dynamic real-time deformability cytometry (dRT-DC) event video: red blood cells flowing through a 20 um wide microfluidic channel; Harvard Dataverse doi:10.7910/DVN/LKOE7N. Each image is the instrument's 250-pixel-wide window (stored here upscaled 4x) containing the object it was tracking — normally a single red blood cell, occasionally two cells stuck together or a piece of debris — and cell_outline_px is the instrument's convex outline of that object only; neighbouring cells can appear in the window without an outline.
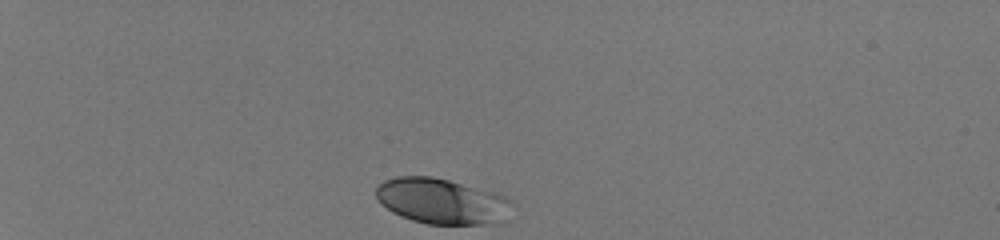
{"species": "human", "species_latin": "Homo sapiens", "temperature_condition": "room temperature", "stored_images_in_passage": 34, "camera_frame_rate_fps": 3000, "um_per_image_px": 0.085, "donor": {"sex": "male"}, "frame": {"image": 1, "passage_image": 1, "time_ms": 0.0, "image_size_px": [1000, 240], "cell_outline_px": [[512, 204], [508, 224], [428, 224], [412, 220], [400, 216], [392, 212], [376, 196], [376, 188], [384, 180], [396, 176], [432, 176], [448, 180], [504, 196]], "centroid_in_image_um": [37.6, 17.13], "position_along_channel_um": 47.4, "area_um2": 36.13}}
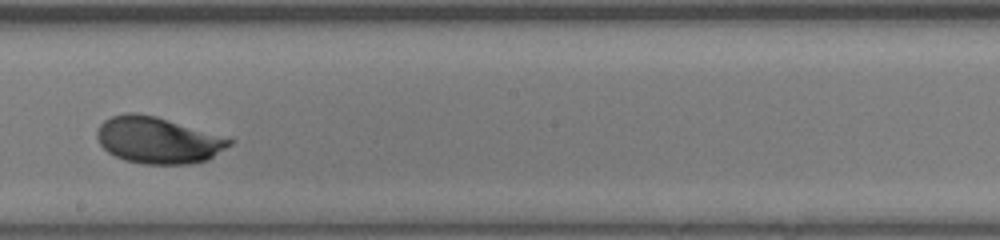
{"frame": {"image": 2, "passage_image": 20, "time_ms": 6.333, "image_size_px": [1000, 240], "cell_outline_px": [[236, 140], [232, 144], [208, 160], [192, 164], [144, 164], [124, 160], [108, 152], [100, 144], [96, 136], [96, 132], [100, 124], [104, 120], [112, 116], [128, 112], [136, 112], [156, 116]], "centroid_in_image_um": [13.42, 11.92], "position_along_channel_um": 234.8, "area_um2": 35.95}}
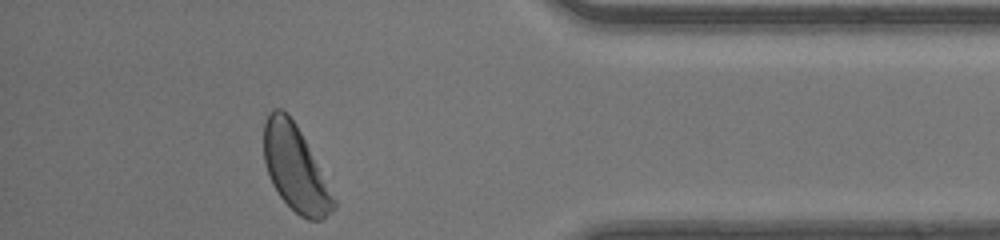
{"frame": {"image": 3, "passage_image": 34, "time_ms": 11.0, "image_size_px": [1000, 240], "cell_outline_px": [[336, 208], [332, 212], [320, 220], [308, 220], [300, 216], [280, 196], [272, 184], [264, 160], [264, 120], [268, 112], [272, 108], [280, 108], [288, 112], [296, 124], [336, 200]], "centroid_in_image_um": [25.08, 14.28], "position_along_channel_um": 410.1, "area_um2": 34.39}, "authors_computed_cell_mechanics": {"area_um2": 35.2291, "velocity_mm_per_s": 4.1316, "shape_relaxation_time_tau1_ms": 2.494, "shape_relaxation_time_tau2_ms": null, "deformation_change_tau1": 0.1244, "deformation_change_tau2": null}}